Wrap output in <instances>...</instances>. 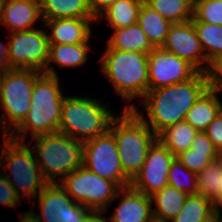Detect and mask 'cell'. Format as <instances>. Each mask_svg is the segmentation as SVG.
Masks as SVG:
<instances>
[{
  "instance_id": "27",
  "label": "cell",
  "mask_w": 222,
  "mask_h": 222,
  "mask_svg": "<svg viewBox=\"0 0 222 222\" xmlns=\"http://www.w3.org/2000/svg\"><path fill=\"white\" fill-rule=\"evenodd\" d=\"M220 211L200 194L188 195L180 212L170 222H208Z\"/></svg>"
},
{
  "instance_id": "19",
  "label": "cell",
  "mask_w": 222,
  "mask_h": 222,
  "mask_svg": "<svg viewBox=\"0 0 222 222\" xmlns=\"http://www.w3.org/2000/svg\"><path fill=\"white\" fill-rule=\"evenodd\" d=\"M89 42L77 44H49V58L46 65L45 74L59 76L53 67L58 65L60 68L81 67L88 60L90 52ZM52 63V65H50Z\"/></svg>"
},
{
  "instance_id": "43",
  "label": "cell",
  "mask_w": 222,
  "mask_h": 222,
  "mask_svg": "<svg viewBox=\"0 0 222 222\" xmlns=\"http://www.w3.org/2000/svg\"><path fill=\"white\" fill-rule=\"evenodd\" d=\"M222 208V177H221V182H220V187H219V211L221 212Z\"/></svg>"
},
{
  "instance_id": "36",
  "label": "cell",
  "mask_w": 222,
  "mask_h": 222,
  "mask_svg": "<svg viewBox=\"0 0 222 222\" xmlns=\"http://www.w3.org/2000/svg\"><path fill=\"white\" fill-rule=\"evenodd\" d=\"M217 151L222 155V110L204 131Z\"/></svg>"
},
{
  "instance_id": "22",
  "label": "cell",
  "mask_w": 222,
  "mask_h": 222,
  "mask_svg": "<svg viewBox=\"0 0 222 222\" xmlns=\"http://www.w3.org/2000/svg\"><path fill=\"white\" fill-rule=\"evenodd\" d=\"M43 22L57 18L96 19L88 5V0H40Z\"/></svg>"
},
{
  "instance_id": "8",
  "label": "cell",
  "mask_w": 222,
  "mask_h": 222,
  "mask_svg": "<svg viewBox=\"0 0 222 222\" xmlns=\"http://www.w3.org/2000/svg\"><path fill=\"white\" fill-rule=\"evenodd\" d=\"M60 184L73 201L104 214L120 189L113 181L98 176L83 165L68 174Z\"/></svg>"
},
{
  "instance_id": "16",
  "label": "cell",
  "mask_w": 222,
  "mask_h": 222,
  "mask_svg": "<svg viewBox=\"0 0 222 222\" xmlns=\"http://www.w3.org/2000/svg\"><path fill=\"white\" fill-rule=\"evenodd\" d=\"M120 203L108 222H153V203L151 196L134 189L131 185L120 188L116 198Z\"/></svg>"
},
{
  "instance_id": "14",
  "label": "cell",
  "mask_w": 222,
  "mask_h": 222,
  "mask_svg": "<svg viewBox=\"0 0 222 222\" xmlns=\"http://www.w3.org/2000/svg\"><path fill=\"white\" fill-rule=\"evenodd\" d=\"M175 156L156 139L149 147L140 172L131 181V186L151 196L168 185V173Z\"/></svg>"
},
{
  "instance_id": "33",
  "label": "cell",
  "mask_w": 222,
  "mask_h": 222,
  "mask_svg": "<svg viewBox=\"0 0 222 222\" xmlns=\"http://www.w3.org/2000/svg\"><path fill=\"white\" fill-rule=\"evenodd\" d=\"M220 153H200L193 151L192 149H188L185 152L180 153L176 156V158L191 172L198 174L205 167L209 165V163L220 157Z\"/></svg>"
},
{
  "instance_id": "39",
  "label": "cell",
  "mask_w": 222,
  "mask_h": 222,
  "mask_svg": "<svg viewBox=\"0 0 222 222\" xmlns=\"http://www.w3.org/2000/svg\"><path fill=\"white\" fill-rule=\"evenodd\" d=\"M8 44H4L0 41V70L6 72L12 70L9 61H8Z\"/></svg>"
},
{
  "instance_id": "17",
  "label": "cell",
  "mask_w": 222,
  "mask_h": 222,
  "mask_svg": "<svg viewBox=\"0 0 222 222\" xmlns=\"http://www.w3.org/2000/svg\"><path fill=\"white\" fill-rule=\"evenodd\" d=\"M96 22L97 19L57 18L46 20L43 25L50 30L49 44H77L90 42L91 25Z\"/></svg>"
},
{
  "instance_id": "37",
  "label": "cell",
  "mask_w": 222,
  "mask_h": 222,
  "mask_svg": "<svg viewBox=\"0 0 222 222\" xmlns=\"http://www.w3.org/2000/svg\"><path fill=\"white\" fill-rule=\"evenodd\" d=\"M190 149L200 153H219L204 131L197 133Z\"/></svg>"
},
{
  "instance_id": "20",
  "label": "cell",
  "mask_w": 222,
  "mask_h": 222,
  "mask_svg": "<svg viewBox=\"0 0 222 222\" xmlns=\"http://www.w3.org/2000/svg\"><path fill=\"white\" fill-rule=\"evenodd\" d=\"M219 94L206 89L187 112L185 121L198 131H205L222 110Z\"/></svg>"
},
{
  "instance_id": "29",
  "label": "cell",
  "mask_w": 222,
  "mask_h": 222,
  "mask_svg": "<svg viewBox=\"0 0 222 222\" xmlns=\"http://www.w3.org/2000/svg\"><path fill=\"white\" fill-rule=\"evenodd\" d=\"M144 2L171 23L191 21L193 18V0H144Z\"/></svg>"
},
{
  "instance_id": "26",
  "label": "cell",
  "mask_w": 222,
  "mask_h": 222,
  "mask_svg": "<svg viewBox=\"0 0 222 222\" xmlns=\"http://www.w3.org/2000/svg\"><path fill=\"white\" fill-rule=\"evenodd\" d=\"M198 132L183 120L161 131L157 139L176 157L191 148Z\"/></svg>"
},
{
  "instance_id": "38",
  "label": "cell",
  "mask_w": 222,
  "mask_h": 222,
  "mask_svg": "<svg viewBox=\"0 0 222 222\" xmlns=\"http://www.w3.org/2000/svg\"><path fill=\"white\" fill-rule=\"evenodd\" d=\"M115 0H88L89 8L93 16L98 17L114 2Z\"/></svg>"
},
{
  "instance_id": "7",
  "label": "cell",
  "mask_w": 222,
  "mask_h": 222,
  "mask_svg": "<svg viewBox=\"0 0 222 222\" xmlns=\"http://www.w3.org/2000/svg\"><path fill=\"white\" fill-rule=\"evenodd\" d=\"M32 141L40 170L49 183H60L84 164V141L59 131L34 137Z\"/></svg>"
},
{
  "instance_id": "40",
  "label": "cell",
  "mask_w": 222,
  "mask_h": 222,
  "mask_svg": "<svg viewBox=\"0 0 222 222\" xmlns=\"http://www.w3.org/2000/svg\"><path fill=\"white\" fill-rule=\"evenodd\" d=\"M2 114V113H0ZM0 134H2V145H4L5 143H8L11 139H12V132L9 130V128L6 126L4 120H3V116H0Z\"/></svg>"
},
{
  "instance_id": "3",
  "label": "cell",
  "mask_w": 222,
  "mask_h": 222,
  "mask_svg": "<svg viewBox=\"0 0 222 222\" xmlns=\"http://www.w3.org/2000/svg\"><path fill=\"white\" fill-rule=\"evenodd\" d=\"M100 60L104 78L124 101H140L148 92V54L113 50L107 46Z\"/></svg>"
},
{
  "instance_id": "18",
  "label": "cell",
  "mask_w": 222,
  "mask_h": 222,
  "mask_svg": "<svg viewBox=\"0 0 222 222\" xmlns=\"http://www.w3.org/2000/svg\"><path fill=\"white\" fill-rule=\"evenodd\" d=\"M37 21L43 23L40 0H5L0 23L7 26L9 34L34 29Z\"/></svg>"
},
{
  "instance_id": "5",
  "label": "cell",
  "mask_w": 222,
  "mask_h": 222,
  "mask_svg": "<svg viewBox=\"0 0 222 222\" xmlns=\"http://www.w3.org/2000/svg\"><path fill=\"white\" fill-rule=\"evenodd\" d=\"M114 117L113 110L100 99L66 95L58 131L85 142L106 133Z\"/></svg>"
},
{
  "instance_id": "24",
  "label": "cell",
  "mask_w": 222,
  "mask_h": 222,
  "mask_svg": "<svg viewBox=\"0 0 222 222\" xmlns=\"http://www.w3.org/2000/svg\"><path fill=\"white\" fill-rule=\"evenodd\" d=\"M144 0H115L97 19V24L108 20L112 29L125 28L138 22ZM105 18V19H103Z\"/></svg>"
},
{
  "instance_id": "23",
  "label": "cell",
  "mask_w": 222,
  "mask_h": 222,
  "mask_svg": "<svg viewBox=\"0 0 222 222\" xmlns=\"http://www.w3.org/2000/svg\"><path fill=\"white\" fill-rule=\"evenodd\" d=\"M187 194L170 185L151 195L154 221L170 222L182 209Z\"/></svg>"
},
{
  "instance_id": "11",
  "label": "cell",
  "mask_w": 222,
  "mask_h": 222,
  "mask_svg": "<svg viewBox=\"0 0 222 222\" xmlns=\"http://www.w3.org/2000/svg\"><path fill=\"white\" fill-rule=\"evenodd\" d=\"M83 166L98 176L113 181L119 188L131 184L122 170L115 136L110 130L84 142Z\"/></svg>"
},
{
  "instance_id": "34",
  "label": "cell",
  "mask_w": 222,
  "mask_h": 222,
  "mask_svg": "<svg viewBox=\"0 0 222 222\" xmlns=\"http://www.w3.org/2000/svg\"><path fill=\"white\" fill-rule=\"evenodd\" d=\"M207 89L218 94L222 93V55L217 56L208 62L204 71Z\"/></svg>"
},
{
  "instance_id": "28",
  "label": "cell",
  "mask_w": 222,
  "mask_h": 222,
  "mask_svg": "<svg viewBox=\"0 0 222 222\" xmlns=\"http://www.w3.org/2000/svg\"><path fill=\"white\" fill-rule=\"evenodd\" d=\"M222 177V155L197 174L198 194L211 200L219 210V187Z\"/></svg>"
},
{
  "instance_id": "9",
  "label": "cell",
  "mask_w": 222,
  "mask_h": 222,
  "mask_svg": "<svg viewBox=\"0 0 222 222\" xmlns=\"http://www.w3.org/2000/svg\"><path fill=\"white\" fill-rule=\"evenodd\" d=\"M40 73L12 69L4 72L0 88V107L3 120L13 132L25 119L30 106L35 79Z\"/></svg>"
},
{
  "instance_id": "12",
  "label": "cell",
  "mask_w": 222,
  "mask_h": 222,
  "mask_svg": "<svg viewBox=\"0 0 222 222\" xmlns=\"http://www.w3.org/2000/svg\"><path fill=\"white\" fill-rule=\"evenodd\" d=\"M36 198L31 204L38 202L41 222H88L95 213L73 201L60 183H49Z\"/></svg>"
},
{
  "instance_id": "41",
  "label": "cell",
  "mask_w": 222,
  "mask_h": 222,
  "mask_svg": "<svg viewBox=\"0 0 222 222\" xmlns=\"http://www.w3.org/2000/svg\"><path fill=\"white\" fill-rule=\"evenodd\" d=\"M19 222H41L33 211H25L20 213Z\"/></svg>"
},
{
  "instance_id": "42",
  "label": "cell",
  "mask_w": 222,
  "mask_h": 222,
  "mask_svg": "<svg viewBox=\"0 0 222 222\" xmlns=\"http://www.w3.org/2000/svg\"><path fill=\"white\" fill-rule=\"evenodd\" d=\"M88 222H108L107 220V216L105 217V215H103V213H97L95 212L90 219L88 220Z\"/></svg>"
},
{
  "instance_id": "10",
  "label": "cell",
  "mask_w": 222,
  "mask_h": 222,
  "mask_svg": "<svg viewBox=\"0 0 222 222\" xmlns=\"http://www.w3.org/2000/svg\"><path fill=\"white\" fill-rule=\"evenodd\" d=\"M45 28L9 34L7 56L12 69L45 74L49 58V39Z\"/></svg>"
},
{
  "instance_id": "30",
  "label": "cell",
  "mask_w": 222,
  "mask_h": 222,
  "mask_svg": "<svg viewBox=\"0 0 222 222\" xmlns=\"http://www.w3.org/2000/svg\"><path fill=\"white\" fill-rule=\"evenodd\" d=\"M207 62L222 55V26L193 22Z\"/></svg>"
},
{
  "instance_id": "13",
  "label": "cell",
  "mask_w": 222,
  "mask_h": 222,
  "mask_svg": "<svg viewBox=\"0 0 222 222\" xmlns=\"http://www.w3.org/2000/svg\"><path fill=\"white\" fill-rule=\"evenodd\" d=\"M198 71L186 60L180 59L162 47L148 54V90L181 83L192 79Z\"/></svg>"
},
{
  "instance_id": "44",
  "label": "cell",
  "mask_w": 222,
  "mask_h": 222,
  "mask_svg": "<svg viewBox=\"0 0 222 222\" xmlns=\"http://www.w3.org/2000/svg\"><path fill=\"white\" fill-rule=\"evenodd\" d=\"M208 222H222L221 213L219 212L213 219Z\"/></svg>"
},
{
  "instance_id": "46",
  "label": "cell",
  "mask_w": 222,
  "mask_h": 222,
  "mask_svg": "<svg viewBox=\"0 0 222 222\" xmlns=\"http://www.w3.org/2000/svg\"><path fill=\"white\" fill-rule=\"evenodd\" d=\"M4 76V71L0 70V88H1V82Z\"/></svg>"
},
{
  "instance_id": "45",
  "label": "cell",
  "mask_w": 222,
  "mask_h": 222,
  "mask_svg": "<svg viewBox=\"0 0 222 222\" xmlns=\"http://www.w3.org/2000/svg\"><path fill=\"white\" fill-rule=\"evenodd\" d=\"M4 2H5V0H0V22H1L2 16H3Z\"/></svg>"
},
{
  "instance_id": "2",
  "label": "cell",
  "mask_w": 222,
  "mask_h": 222,
  "mask_svg": "<svg viewBox=\"0 0 222 222\" xmlns=\"http://www.w3.org/2000/svg\"><path fill=\"white\" fill-rule=\"evenodd\" d=\"M59 80L58 76L47 74L36 77L30 109L23 122L12 132V139L26 142L28 134L34 138L58 132L62 104L66 97Z\"/></svg>"
},
{
  "instance_id": "21",
  "label": "cell",
  "mask_w": 222,
  "mask_h": 222,
  "mask_svg": "<svg viewBox=\"0 0 222 222\" xmlns=\"http://www.w3.org/2000/svg\"><path fill=\"white\" fill-rule=\"evenodd\" d=\"M107 46L113 50L134 51L149 54L154 47L138 23L112 30Z\"/></svg>"
},
{
  "instance_id": "6",
  "label": "cell",
  "mask_w": 222,
  "mask_h": 222,
  "mask_svg": "<svg viewBox=\"0 0 222 222\" xmlns=\"http://www.w3.org/2000/svg\"><path fill=\"white\" fill-rule=\"evenodd\" d=\"M29 146V142L11 139L0 150V167L4 170L0 172L20 199L25 197L28 202L35 199L49 184L40 170L34 149Z\"/></svg>"
},
{
  "instance_id": "15",
  "label": "cell",
  "mask_w": 222,
  "mask_h": 222,
  "mask_svg": "<svg viewBox=\"0 0 222 222\" xmlns=\"http://www.w3.org/2000/svg\"><path fill=\"white\" fill-rule=\"evenodd\" d=\"M162 48L180 59L186 60L198 72H204L208 66L192 21L172 23Z\"/></svg>"
},
{
  "instance_id": "25",
  "label": "cell",
  "mask_w": 222,
  "mask_h": 222,
  "mask_svg": "<svg viewBox=\"0 0 222 222\" xmlns=\"http://www.w3.org/2000/svg\"><path fill=\"white\" fill-rule=\"evenodd\" d=\"M137 23L145 32L154 48H160L164 45L170 25L172 24L169 20L150 8L145 2H143L140 8Z\"/></svg>"
},
{
  "instance_id": "4",
  "label": "cell",
  "mask_w": 222,
  "mask_h": 222,
  "mask_svg": "<svg viewBox=\"0 0 222 222\" xmlns=\"http://www.w3.org/2000/svg\"><path fill=\"white\" fill-rule=\"evenodd\" d=\"M124 174L132 181L140 172L149 147L157 139L154 132L132 109H123L111 121Z\"/></svg>"
},
{
  "instance_id": "1",
  "label": "cell",
  "mask_w": 222,
  "mask_h": 222,
  "mask_svg": "<svg viewBox=\"0 0 222 222\" xmlns=\"http://www.w3.org/2000/svg\"><path fill=\"white\" fill-rule=\"evenodd\" d=\"M206 89L205 74L198 72L189 81L148 90L139 101L147 118L134 102L125 104L124 109H132L157 136L167 127L185 120L187 112Z\"/></svg>"
},
{
  "instance_id": "32",
  "label": "cell",
  "mask_w": 222,
  "mask_h": 222,
  "mask_svg": "<svg viewBox=\"0 0 222 222\" xmlns=\"http://www.w3.org/2000/svg\"><path fill=\"white\" fill-rule=\"evenodd\" d=\"M191 21L222 26V0H195Z\"/></svg>"
},
{
  "instance_id": "31",
  "label": "cell",
  "mask_w": 222,
  "mask_h": 222,
  "mask_svg": "<svg viewBox=\"0 0 222 222\" xmlns=\"http://www.w3.org/2000/svg\"><path fill=\"white\" fill-rule=\"evenodd\" d=\"M168 185L187 195L198 194L197 174L188 170L176 157L170 164Z\"/></svg>"
},
{
  "instance_id": "35",
  "label": "cell",
  "mask_w": 222,
  "mask_h": 222,
  "mask_svg": "<svg viewBox=\"0 0 222 222\" xmlns=\"http://www.w3.org/2000/svg\"><path fill=\"white\" fill-rule=\"evenodd\" d=\"M23 201L20 197L16 194L15 189L12 185L8 182L6 177L0 173V204L9 207L15 208L18 207L19 203Z\"/></svg>"
}]
</instances>
